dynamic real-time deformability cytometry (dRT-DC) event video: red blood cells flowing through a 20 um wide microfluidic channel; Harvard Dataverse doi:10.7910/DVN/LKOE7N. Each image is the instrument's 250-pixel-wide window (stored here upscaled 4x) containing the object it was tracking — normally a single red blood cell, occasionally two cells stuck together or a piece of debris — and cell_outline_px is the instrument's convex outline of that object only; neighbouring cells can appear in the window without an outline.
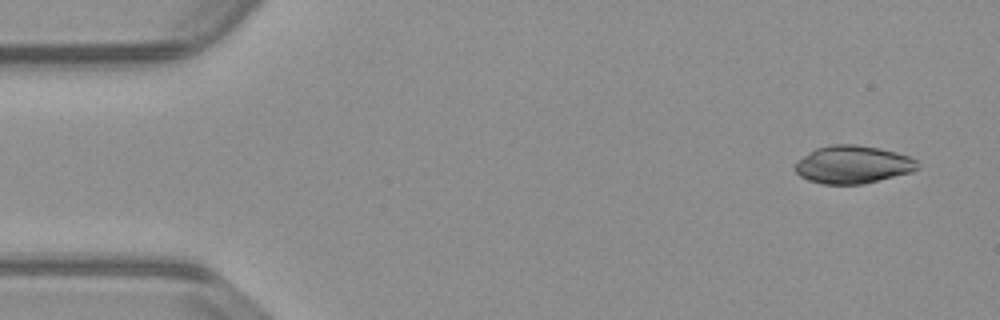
{"species": "common noctule bat (a hibernating species)", "species_latin": "Nyctalus noctula", "temperature_condition": "warm", "stored_images_in_passage": 51, "camera_frame_rate_fps": 3000, "um_per_image_px": 0.085, "animal": {"sex": "male", "body_mass_g": 23.1, "forearm_length_mm": 52.7}, "frame": {"image": 1, "passage_image": 1, "time_ms": 0.0, "image_size_px": [1000, 320], "cell_outline_px": [[920, 168], [912, 172], [864, 184], [820, 184], [808, 180], [800, 176], [792, 168], [796, 160], [808, 152], [816, 148], [832, 144], [856, 144], [880, 148], [896, 152], [908, 156], [916, 160], [920, 164]], "centroid_in_image_um": [72.47, 13.99], "position_along_channel_um": 12.5, "area_um2": 27.46}}